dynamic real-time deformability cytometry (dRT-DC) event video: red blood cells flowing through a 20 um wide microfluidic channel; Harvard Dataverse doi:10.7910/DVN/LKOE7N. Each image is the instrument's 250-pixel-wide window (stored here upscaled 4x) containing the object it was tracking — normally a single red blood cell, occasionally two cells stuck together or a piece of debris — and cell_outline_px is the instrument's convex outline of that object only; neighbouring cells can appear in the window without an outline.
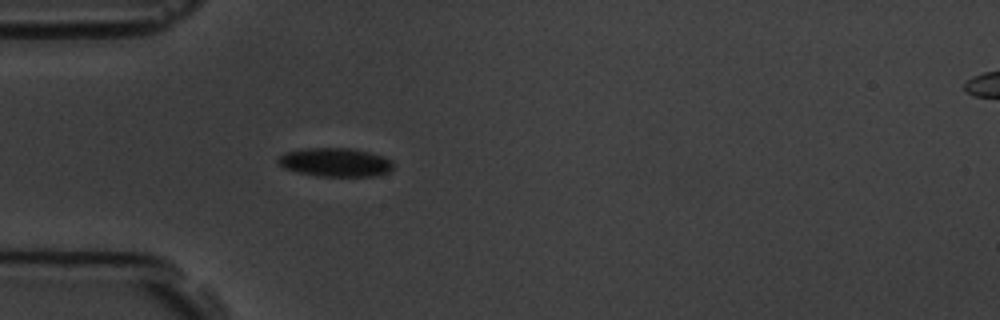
{"species": "common noctule bat (a hibernating species)", "species_latin": "Nyctalus noctula", "temperature_condition": "room temperature", "stored_images_in_passage": 5, "segment_of_instrument_passage": [1, 2], "camera_frame_rate_fps": 3000, "um_per_image_px": 0.085, "animal": {"sex": "male", "body_mass_g": 19.5, "forearm_length_mm": 54.6}, "frame": {"image": 1, "passage_image": 4, "time_ms": 4.333, "image_size_px": [1000, 320], "cell_outline_px": [[396, 164], [388, 172], [372, 176], [316, 176], [284, 168], [276, 160], [284, 152], [304, 148], [352, 148], [384, 156], [392, 160]], "centroid_in_image_um": [28.52, 13.78], "position_along_channel_um": 56.5, "area_um2": 19.31}}